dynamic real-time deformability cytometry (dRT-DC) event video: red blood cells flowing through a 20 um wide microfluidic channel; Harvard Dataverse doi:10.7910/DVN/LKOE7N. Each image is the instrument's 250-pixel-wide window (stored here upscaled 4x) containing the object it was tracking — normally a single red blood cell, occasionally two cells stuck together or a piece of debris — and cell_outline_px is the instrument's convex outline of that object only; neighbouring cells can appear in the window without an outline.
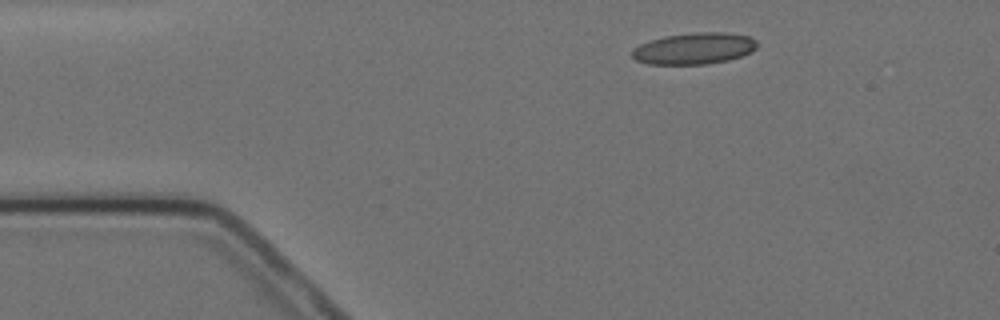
{"species": "Egyptian fruit bat (a non-hibernating species)", "species_latin": "Rousettus aegyptiacus", "temperature_condition": "cold", "stored_images_in_passage": 3, "camera_frame_rate_fps": 3000, "um_per_image_px": 0.085, "animal": {"sex": "female"}, "frame": {"image": 1, "passage_image": 1, "time_ms": 0.0, "image_size_px": [1000, 320], "cell_outline_px": [[756, 48], [752, 52], [728, 60], [704, 64], [648, 64], [636, 60], [632, 56], [632, 52], [640, 44], [664, 36], [696, 32], [724, 32], [748, 36], [756, 40]], "centroid_in_image_um": [59.02, 4.12], "position_along_channel_um": 26.0, "area_um2": 22.72}}